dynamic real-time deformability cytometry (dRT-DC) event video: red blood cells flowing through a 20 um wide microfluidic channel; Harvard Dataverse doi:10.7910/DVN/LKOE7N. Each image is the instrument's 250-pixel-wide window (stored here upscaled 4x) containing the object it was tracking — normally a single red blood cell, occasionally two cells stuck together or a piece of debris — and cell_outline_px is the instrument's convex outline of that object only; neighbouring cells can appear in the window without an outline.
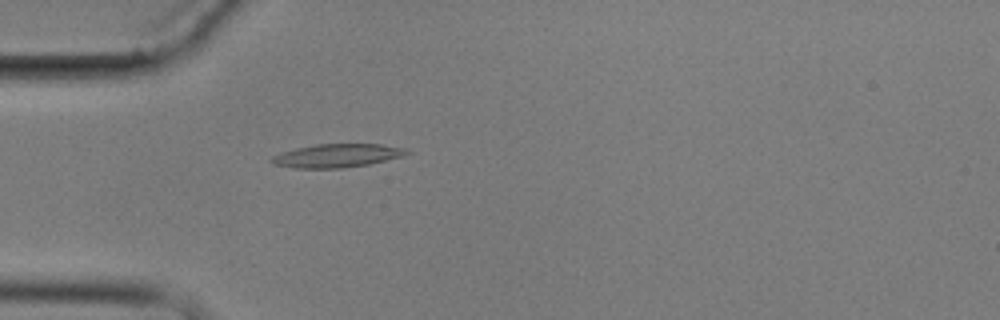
{"species": "common noctule bat (a hibernating species)", "species_latin": "Nyctalus noctula", "temperature_condition": "cold", "stored_images_in_passage": 4, "camera_frame_rate_fps": 3000, "um_per_image_px": 0.085, "animal": {"sex": "male", "body_mass_g": 17.9}, "frame": {"image": 1, "passage_image": 4, "time_ms": 3.333, "image_size_px": [1000, 320], "cell_outline_px": [[412, 152], [404, 156], [368, 164], [344, 168], [296, 168], [272, 164], [268, 160], [272, 156], [280, 152], [296, 148], [316, 144], [380, 144], [404, 148]], "centroid_in_image_um": [28.62, 13.23], "position_along_channel_um": 56.4, "area_um2": 18.55}}